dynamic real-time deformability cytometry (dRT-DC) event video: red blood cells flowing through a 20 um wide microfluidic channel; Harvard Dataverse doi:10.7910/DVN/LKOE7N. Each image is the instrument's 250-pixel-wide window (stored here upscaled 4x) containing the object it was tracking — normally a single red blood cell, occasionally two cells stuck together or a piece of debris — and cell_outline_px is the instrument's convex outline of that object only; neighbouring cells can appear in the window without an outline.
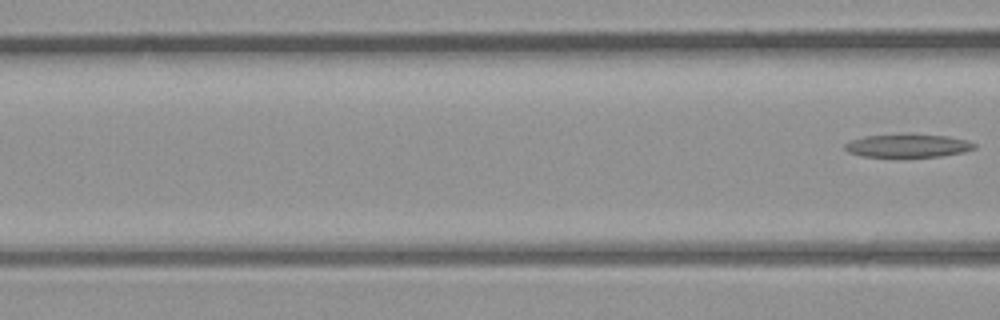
{"species": "common noctule bat (a hibernating species)", "species_latin": "Nyctalus noctula", "temperature_condition": "room temperature", "stored_images_in_passage": 5, "segment_of_instrument_passage": [2, 2], "camera_frame_rate_fps": 3000, "um_per_image_px": 0.085, "animal": {"sex": "male", "body_mass_g": 23.1, "forearm_length_mm": 52.7}, "frame": {"image": 1, "passage_image": 5, "time_ms": 5.333, "image_size_px": [1000, 320], "cell_outline_px": [[976, 148], [964, 152], [940, 156], [860, 156], [848, 152], [844, 148], [844, 144], [852, 140], [864, 136], [948, 136], [964, 140], [976, 144]], "centroid_in_image_um": [77.15, 12.41], "position_along_channel_um": 89.4, "area_um2": 16.59}}